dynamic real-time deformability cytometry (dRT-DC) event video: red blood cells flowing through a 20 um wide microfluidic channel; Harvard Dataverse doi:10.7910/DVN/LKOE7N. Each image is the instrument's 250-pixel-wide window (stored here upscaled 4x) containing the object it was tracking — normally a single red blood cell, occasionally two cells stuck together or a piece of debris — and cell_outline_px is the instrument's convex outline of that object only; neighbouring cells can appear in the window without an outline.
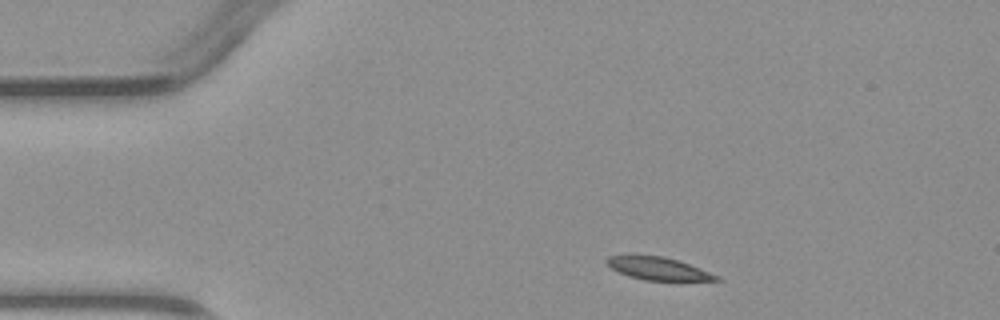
{"species": "common noctule bat (a hibernating species)", "species_latin": "Nyctalus noctula", "temperature_condition": "warm", "stored_images_in_passage": 4, "camera_frame_rate_fps": 3000, "um_per_image_px": 0.085, "animal": {"sex": "male", "body_mass_g": 23.1, "forearm_length_mm": 52.7}, "frame": {"image": 1, "passage_image": 1, "time_ms": 0.0, "image_size_px": [1000, 320], "cell_outline_px": [[720, 280], [644, 280], [628, 276], [612, 268], [604, 260], [608, 256], [664, 256], [680, 260], [720, 276]], "centroid_in_image_um": [55.97, 22.83], "position_along_channel_um": 29.0, "area_um2": 14.28}}
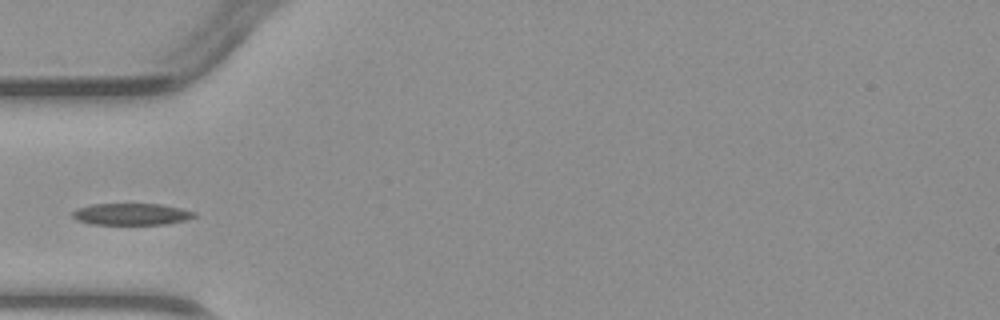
{"frame": {"image": 2, "passage_image": 3, "time_ms": 2.333, "image_size_px": [1000, 320], "cell_outline_px": [[196, 216], [188, 220], [168, 224], [92, 224], [76, 220], [72, 216], [72, 212], [76, 208], [92, 204], [160, 204], [180, 208], [196, 212]], "centroid_in_image_um": [11.18, 18.2], "position_along_channel_um": 73.8, "area_um2": 15.49}}
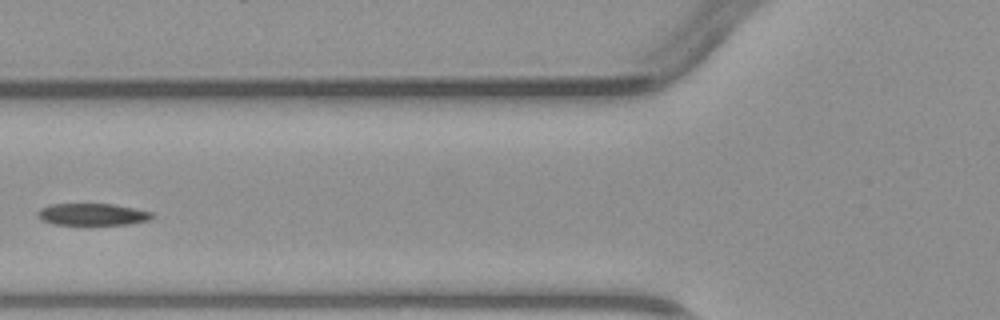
{"frame": {"image": 3, "passage_image": 4, "time_ms": 3.333, "image_size_px": [1000, 320], "cell_outline_px": [[156, 216], [148, 220], [132, 224], [52, 224], [36, 216], [36, 212], [40, 208], [48, 204], [112, 204], [136, 208], [152, 212]], "centroid_in_image_um": [7.87, 18.21], "position_along_channel_um": 117.9, "area_um2": 14.68}}